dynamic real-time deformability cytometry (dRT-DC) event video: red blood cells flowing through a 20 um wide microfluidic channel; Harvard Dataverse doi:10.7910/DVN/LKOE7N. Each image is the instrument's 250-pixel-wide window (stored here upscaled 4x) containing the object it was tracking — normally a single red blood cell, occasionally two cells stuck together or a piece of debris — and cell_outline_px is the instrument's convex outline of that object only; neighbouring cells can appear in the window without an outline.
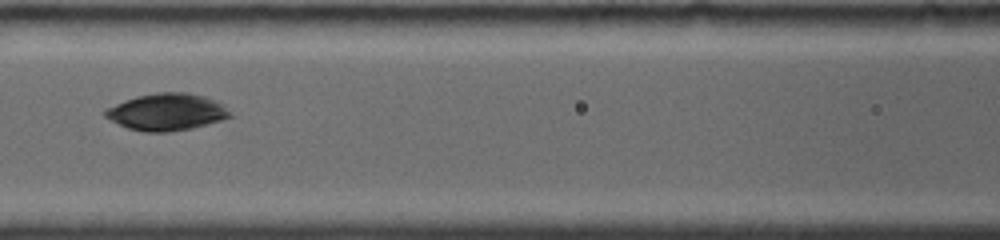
{"species": "common noctule bat (a hibernating species)", "species_latin": "Nyctalus noctula", "temperature_condition": "room temperature", "stored_images_in_passage": 7, "camera_frame_rate_fps": 4000, "um_per_image_px": 0.085, "animal": {"sex": "female", "body_mass_g": 19.0, "forearm_length_mm": 56.7}, "frame": {"image": 1, "passage_image": 3, "time_ms": 2.0, "image_size_px": [1000, 240], "cell_outline_px": [[232, 116], [208, 124], [192, 128], [168, 132], [144, 132], [128, 128], [104, 116], [104, 108], [124, 100], [136, 96], [156, 92], [188, 92], [204, 96], [216, 100], [224, 104], [232, 112]], "centroid_in_image_um": [14.19, 9.5], "position_along_channel_um": 152.4, "area_um2": 27.11}}
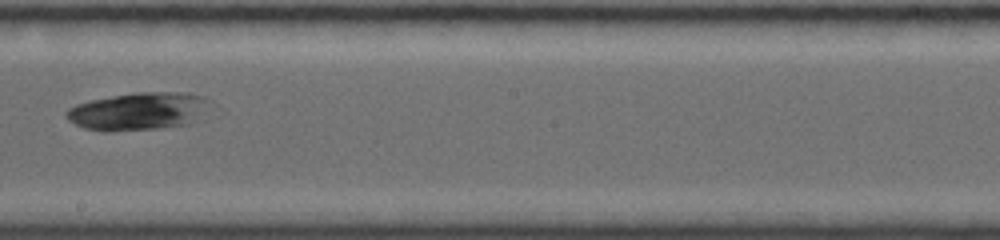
{"frame": {"image": 2, "passage_image": 5, "time_ms": 4.25, "image_size_px": [1000, 240], "cell_outline_px": [[212, 100], [188, 124], [160, 128], [108, 132], [104, 132], [84, 128], [68, 120], [64, 116], [64, 112], [68, 108], [76, 104], [92, 100], [112, 96], [136, 92], [188, 92], [204, 96]], "centroid_in_image_um": [11.68, 9.45], "position_along_channel_um": 236.5, "area_um2": 31.44}}
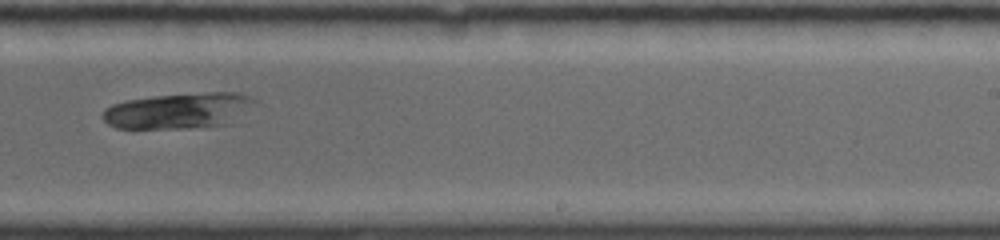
{"frame": {"image": 3, "passage_image": 6, "time_ms": 5.25, "image_size_px": [1000, 240], "cell_outline_px": [[256, 104], [228, 124], [196, 128], [116, 128], [108, 124], [100, 116], [104, 108], [112, 104], [128, 100], [152, 96], [208, 92], [236, 92], [248, 96], [256, 100]], "centroid_in_image_um": [15.16, 9.41], "position_along_channel_um": 273.8, "area_um2": 31.79}}